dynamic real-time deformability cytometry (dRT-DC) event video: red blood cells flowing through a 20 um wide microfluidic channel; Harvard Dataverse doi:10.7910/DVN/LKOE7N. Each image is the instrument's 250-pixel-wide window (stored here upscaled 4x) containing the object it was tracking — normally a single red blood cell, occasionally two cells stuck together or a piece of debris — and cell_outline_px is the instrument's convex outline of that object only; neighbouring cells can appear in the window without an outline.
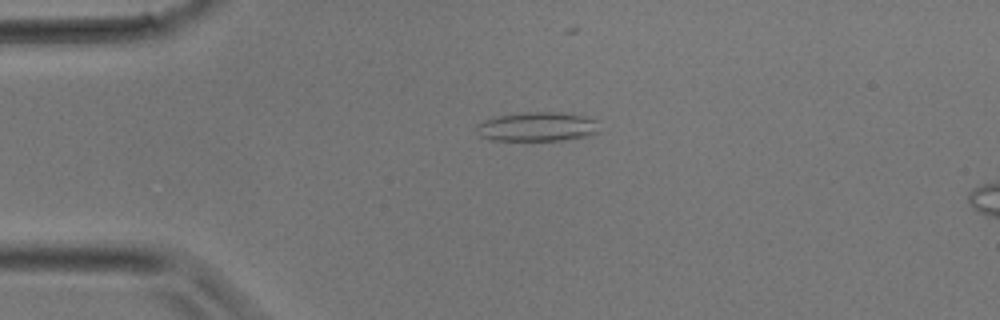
{"species": "common noctule bat (a hibernating species)", "species_latin": "Nyctalus noctula", "temperature_condition": "room temperature", "stored_images_in_passage": 23, "camera_frame_rate_fps": 3000, "um_per_image_px": 0.085, "animal": {"sex": "male", "body_mass_g": 17.9}, "frame": {"image": 1, "passage_image": 4, "time_ms": 1.0, "image_size_px": [1000, 320], "cell_outline_px": [[596, 132], [592, 136], [564, 140], [488, 140], [480, 136], [476, 132], [476, 124], [484, 120], [496, 116], [528, 112], [564, 112], [584, 116], [596, 120]], "centroid_in_image_um": [45.63, 10.77], "position_along_channel_um": 39.4, "area_um2": 21.04}}
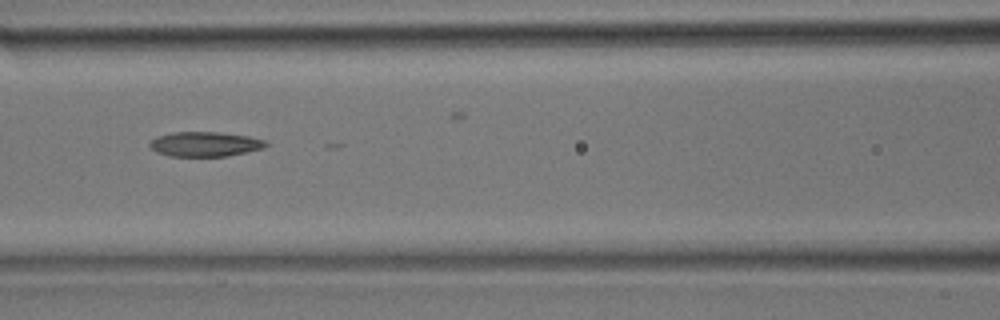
{"frame": {"image": 2, "passage_image": 11, "time_ms": 3.333, "image_size_px": [1000, 320], "cell_outline_px": [[268, 144], [264, 148], [228, 156], [168, 156], [156, 152], [148, 144], [156, 136], [172, 132], [220, 132], [248, 136], [264, 140]], "centroid_in_image_um": [17.41, 12.25], "position_along_channel_um": 149.2, "area_um2": 16.76}}
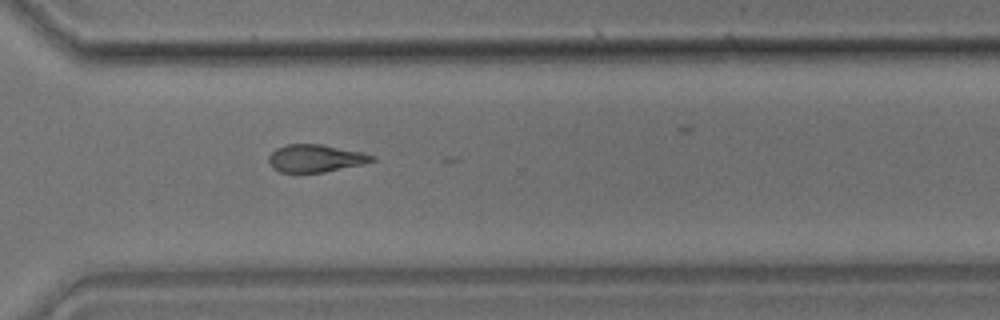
{"frame": {"image": 3, "passage_image": 21, "time_ms": 6.667, "image_size_px": [1000, 320], "cell_outline_px": [[376, 160], [364, 164], [324, 172], [280, 172], [272, 168], [268, 160], [268, 156], [276, 148], [284, 144], [320, 144], [360, 152], [376, 156]], "centroid_in_image_um": [26.8, 13.45], "position_along_channel_um": 343.8, "area_um2": 16.59}}